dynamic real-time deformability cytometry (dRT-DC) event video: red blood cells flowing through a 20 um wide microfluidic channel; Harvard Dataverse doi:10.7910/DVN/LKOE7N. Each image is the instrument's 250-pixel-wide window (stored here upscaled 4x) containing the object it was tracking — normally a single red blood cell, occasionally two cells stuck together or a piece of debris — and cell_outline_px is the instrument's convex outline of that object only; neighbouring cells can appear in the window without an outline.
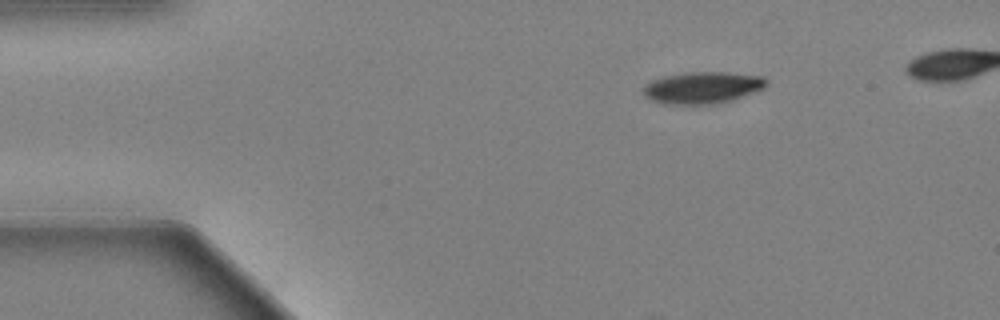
{"species": "Egyptian fruit bat (a non-hibernating species)", "species_latin": "Rousettus aegyptiacus", "temperature_condition": "warm", "stored_images_in_passage": 45, "camera_frame_rate_fps": 3000, "um_per_image_px": 0.085, "animal": {"sex": "female"}, "frame": {"image": 1, "passage_image": 1, "time_ms": 0.0, "image_size_px": [1000, 320], "cell_outline_px": [[768, 84], [764, 88], [732, 100], [712, 104], [664, 104], [652, 100], [644, 96], [644, 84], [652, 80], [664, 76], [688, 72], [728, 72], [760, 76]], "centroid_in_image_um": [59.68, 7.45], "position_along_channel_um": 25.3, "area_um2": 22.66}}
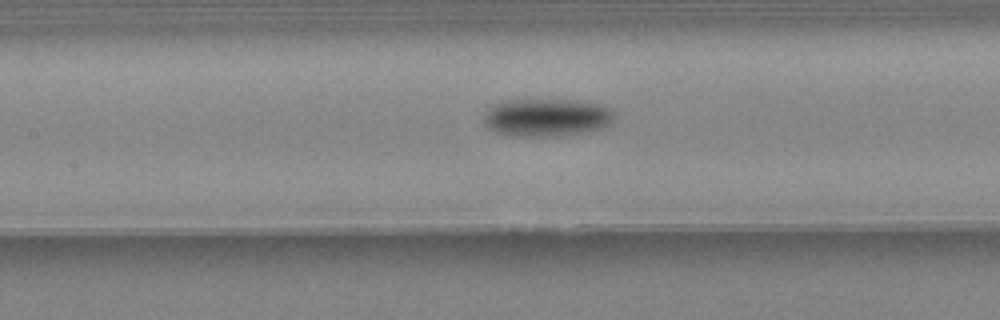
{"frame": {"image": 2, "passage_image": 18, "time_ms": 5.667, "image_size_px": [1000, 320], "cell_outline_px": [[616, 112], [612, 120], [604, 128], [584, 132], [560, 136], [512, 136], [496, 132], [488, 128], [484, 124], [484, 112], [492, 104], [504, 100], [576, 100], [604, 104]], "centroid_in_image_um": [46.47, 9.98], "position_along_channel_um": 160.9, "area_um2": 29.25}}
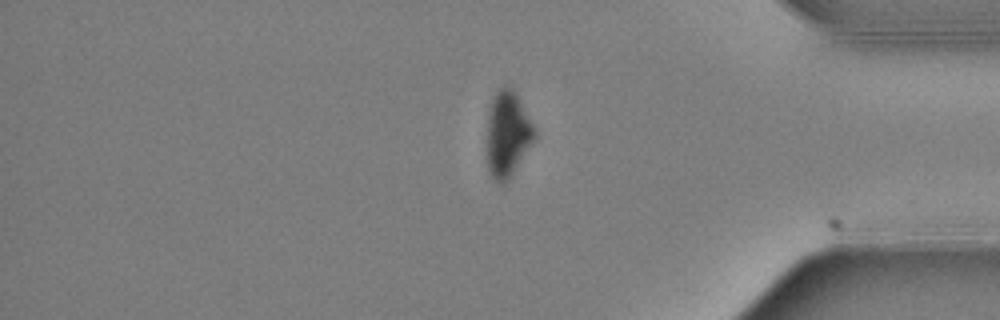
{"frame": {"image": 3, "passage_image": 39, "time_ms": 12.667, "image_size_px": [1000, 320], "cell_outline_px": [[536, 136], [512, 176], [508, 180], [496, 180], [492, 176], [488, 168], [488, 112], [492, 100], [496, 92], [504, 84], [508, 84], [512, 88], [536, 128]], "centroid_in_image_um": [43.16, 11.35], "position_along_channel_um": 392.0, "area_um2": 23.35}, "authors_computed_cell_mechanics": {"area_um2": 25.4898, "velocity_mm_per_s": 3.6309, "shape_relaxation_time_tau1_ms": 2.496, "shape_relaxation_time_tau2_ms": null, "deformation_change_tau1": 0.1388, "deformation_change_tau2": null}}